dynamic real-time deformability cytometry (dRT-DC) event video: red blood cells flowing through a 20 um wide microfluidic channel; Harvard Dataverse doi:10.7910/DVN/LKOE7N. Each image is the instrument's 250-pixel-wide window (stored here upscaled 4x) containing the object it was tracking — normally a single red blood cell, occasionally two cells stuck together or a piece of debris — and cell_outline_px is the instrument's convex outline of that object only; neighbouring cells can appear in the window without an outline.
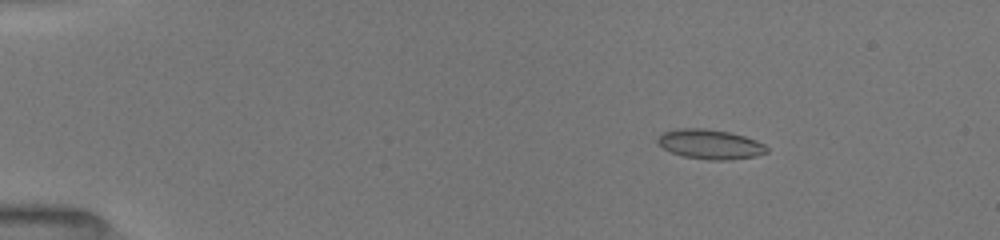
{"species": "common noctule bat (a hibernating species)", "species_latin": "Nyctalus noctula", "temperature_condition": "room temperature", "stored_images_in_passage": 18, "camera_frame_rate_fps": 3000, "um_per_image_px": 0.085, "animal": {"sex": "female", "body_mass_g": 19.5, "forearm_length_mm": 54.1}, "frame": {"image": 1, "passage_image": 3, "time_ms": 2.0, "image_size_px": [1000, 240], "cell_outline_px": [[768, 152], [756, 156], [732, 160], [708, 160], [684, 156], [672, 152], [664, 148], [656, 140], [664, 132], [676, 128], [704, 128], [728, 132], [744, 136], [756, 140], [764, 144], [768, 148]], "centroid_in_image_um": [60.39, 12.26], "position_along_channel_um": 24.6, "area_um2": 18.79}}
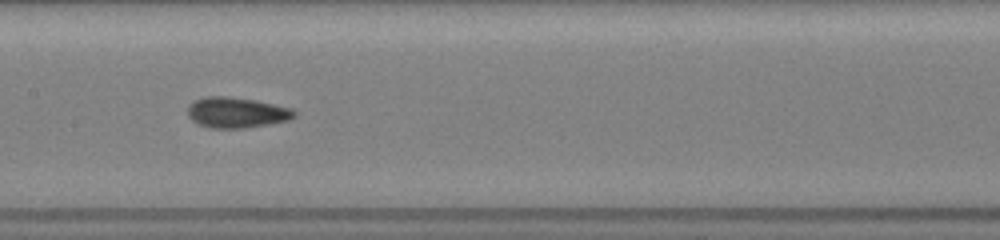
{"frame": {"image": 2, "passage_image": 9, "time_ms": 8.333, "image_size_px": [1000, 240], "cell_outline_px": [[296, 116], [288, 120], [268, 124], [244, 128], [212, 128], [200, 124], [192, 120], [188, 116], [188, 104], [192, 100], [204, 96], [224, 96], [256, 100], [292, 108], [296, 112]], "centroid_in_image_um": [20.09, 9.55], "position_along_channel_um": 187.3, "area_um2": 19.07}}
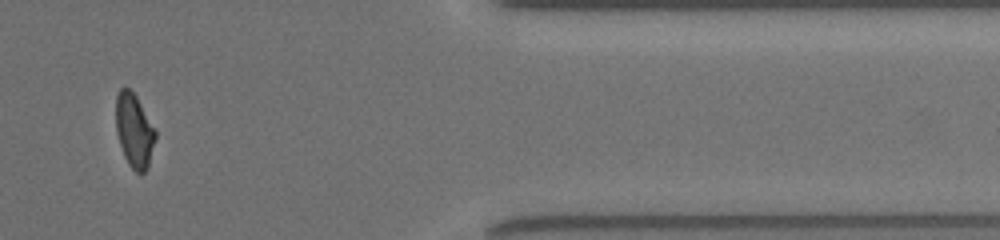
{"frame": {"image": 3, "passage_image": 16, "time_ms": 14.333, "image_size_px": [1000, 240], "cell_outline_px": [[156, 136], [148, 168], [144, 172], [136, 172], [128, 164], [124, 156], [116, 132], [116, 96], [120, 88], [128, 88], [136, 96], [156, 132]], "centroid_in_image_um": [11.4, 11.11], "position_along_channel_um": 400.0, "area_um2": 16.76}, "authors_computed_cell_mechanics": {"area_um2": 18.0625, "velocity_mm_per_s": 4.0266, "shape_relaxation_time_tau1_ms": 9.7547, "shape_relaxation_time_tau2_ms": 1.9468, "deformation_change_tau1": 0.1715, "deformation_change_tau2": 0.0417}}